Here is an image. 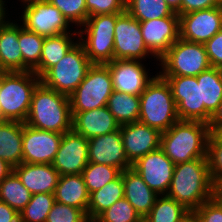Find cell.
Segmentation results:
<instances>
[{
    "instance_id": "cell-1",
    "label": "cell",
    "mask_w": 222,
    "mask_h": 222,
    "mask_svg": "<svg viewBox=\"0 0 222 222\" xmlns=\"http://www.w3.org/2000/svg\"><path fill=\"white\" fill-rule=\"evenodd\" d=\"M166 196L193 212L213 197V182L207 158H196L175 165Z\"/></svg>"
},
{
    "instance_id": "cell-2",
    "label": "cell",
    "mask_w": 222,
    "mask_h": 222,
    "mask_svg": "<svg viewBox=\"0 0 222 222\" xmlns=\"http://www.w3.org/2000/svg\"><path fill=\"white\" fill-rule=\"evenodd\" d=\"M72 119L69 96L40 82L33 92L25 124L39 130L64 134L72 129Z\"/></svg>"
},
{
    "instance_id": "cell-3",
    "label": "cell",
    "mask_w": 222,
    "mask_h": 222,
    "mask_svg": "<svg viewBox=\"0 0 222 222\" xmlns=\"http://www.w3.org/2000/svg\"><path fill=\"white\" fill-rule=\"evenodd\" d=\"M211 130L200 121H181L161 132L160 149L177 165L196 158H207Z\"/></svg>"
},
{
    "instance_id": "cell-4",
    "label": "cell",
    "mask_w": 222,
    "mask_h": 222,
    "mask_svg": "<svg viewBox=\"0 0 222 222\" xmlns=\"http://www.w3.org/2000/svg\"><path fill=\"white\" fill-rule=\"evenodd\" d=\"M40 82L33 71L0 72V120L25 123Z\"/></svg>"
},
{
    "instance_id": "cell-5",
    "label": "cell",
    "mask_w": 222,
    "mask_h": 222,
    "mask_svg": "<svg viewBox=\"0 0 222 222\" xmlns=\"http://www.w3.org/2000/svg\"><path fill=\"white\" fill-rule=\"evenodd\" d=\"M141 123L158 129L160 132L168 130L179 121L177 106L167 81L158 73L146 86L140 95Z\"/></svg>"
},
{
    "instance_id": "cell-6",
    "label": "cell",
    "mask_w": 222,
    "mask_h": 222,
    "mask_svg": "<svg viewBox=\"0 0 222 222\" xmlns=\"http://www.w3.org/2000/svg\"><path fill=\"white\" fill-rule=\"evenodd\" d=\"M115 25L116 13L103 14L88 17L79 29V42L92 64L105 65L114 60Z\"/></svg>"
},
{
    "instance_id": "cell-7",
    "label": "cell",
    "mask_w": 222,
    "mask_h": 222,
    "mask_svg": "<svg viewBox=\"0 0 222 222\" xmlns=\"http://www.w3.org/2000/svg\"><path fill=\"white\" fill-rule=\"evenodd\" d=\"M92 65L84 46L78 41L63 59L41 77V82L46 87L70 97Z\"/></svg>"
},
{
    "instance_id": "cell-8",
    "label": "cell",
    "mask_w": 222,
    "mask_h": 222,
    "mask_svg": "<svg viewBox=\"0 0 222 222\" xmlns=\"http://www.w3.org/2000/svg\"><path fill=\"white\" fill-rule=\"evenodd\" d=\"M160 76H198L211 67L204 44L179 38L159 59Z\"/></svg>"
},
{
    "instance_id": "cell-9",
    "label": "cell",
    "mask_w": 222,
    "mask_h": 222,
    "mask_svg": "<svg viewBox=\"0 0 222 222\" xmlns=\"http://www.w3.org/2000/svg\"><path fill=\"white\" fill-rule=\"evenodd\" d=\"M113 91L109 68L106 65L93 64L84 80L69 97L71 112L104 107Z\"/></svg>"
},
{
    "instance_id": "cell-10",
    "label": "cell",
    "mask_w": 222,
    "mask_h": 222,
    "mask_svg": "<svg viewBox=\"0 0 222 222\" xmlns=\"http://www.w3.org/2000/svg\"><path fill=\"white\" fill-rule=\"evenodd\" d=\"M170 86L181 121H200L209 124L212 116L200 106V85L196 76H161Z\"/></svg>"
},
{
    "instance_id": "cell-11",
    "label": "cell",
    "mask_w": 222,
    "mask_h": 222,
    "mask_svg": "<svg viewBox=\"0 0 222 222\" xmlns=\"http://www.w3.org/2000/svg\"><path fill=\"white\" fill-rule=\"evenodd\" d=\"M23 6L21 21L27 30L44 37L72 32L71 24L50 1H33Z\"/></svg>"
},
{
    "instance_id": "cell-12",
    "label": "cell",
    "mask_w": 222,
    "mask_h": 222,
    "mask_svg": "<svg viewBox=\"0 0 222 222\" xmlns=\"http://www.w3.org/2000/svg\"><path fill=\"white\" fill-rule=\"evenodd\" d=\"M156 58L144 43L140 21L126 11L116 13L114 28V59H130L142 61Z\"/></svg>"
},
{
    "instance_id": "cell-13",
    "label": "cell",
    "mask_w": 222,
    "mask_h": 222,
    "mask_svg": "<svg viewBox=\"0 0 222 222\" xmlns=\"http://www.w3.org/2000/svg\"><path fill=\"white\" fill-rule=\"evenodd\" d=\"M222 29V6L179 16V38L205 44Z\"/></svg>"
},
{
    "instance_id": "cell-14",
    "label": "cell",
    "mask_w": 222,
    "mask_h": 222,
    "mask_svg": "<svg viewBox=\"0 0 222 222\" xmlns=\"http://www.w3.org/2000/svg\"><path fill=\"white\" fill-rule=\"evenodd\" d=\"M63 134L39 130L23 123L22 162L52 164Z\"/></svg>"
},
{
    "instance_id": "cell-15",
    "label": "cell",
    "mask_w": 222,
    "mask_h": 222,
    "mask_svg": "<svg viewBox=\"0 0 222 222\" xmlns=\"http://www.w3.org/2000/svg\"><path fill=\"white\" fill-rule=\"evenodd\" d=\"M174 167L175 164L160 148L147 153L132 164V168L159 196L167 194Z\"/></svg>"
},
{
    "instance_id": "cell-16",
    "label": "cell",
    "mask_w": 222,
    "mask_h": 222,
    "mask_svg": "<svg viewBox=\"0 0 222 222\" xmlns=\"http://www.w3.org/2000/svg\"><path fill=\"white\" fill-rule=\"evenodd\" d=\"M139 60L114 59L105 64L109 68L113 90L140 96L146 86L155 78L149 76L146 67Z\"/></svg>"
},
{
    "instance_id": "cell-17",
    "label": "cell",
    "mask_w": 222,
    "mask_h": 222,
    "mask_svg": "<svg viewBox=\"0 0 222 222\" xmlns=\"http://www.w3.org/2000/svg\"><path fill=\"white\" fill-rule=\"evenodd\" d=\"M88 163V139L73 129L65 132L52 163L53 167L60 176L82 174Z\"/></svg>"
},
{
    "instance_id": "cell-18",
    "label": "cell",
    "mask_w": 222,
    "mask_h": 222,
    "mask_svg": "<svg viewBox=\"0 0 222 222\" xmlns=\"http://www.w3.org/2000/svg\"><path fill=\"white\" fill-rule=\"evenodd\" d=\"M124 151L128 161L133 164L147 153L160 148L161 132L140 121L120 127Z\"/></svg>"
},
{
    "instance_id": "cell-19",
    "label": "cell",
    "mask_w": 222,
    "mask_h": 222,
    "mask_svg": "<svg viewBox=\"0 0 222 222\" xmlns=\"http://www.w3.org/2000/svg\"><path fill=\"white\" fill-rule=\"evenodd\" d=\"M140 28L145 45L157 60L179 39V17L141 21Z\"/></svg>"
},
{
    "instance_id": "cell-20",
    "label": "cell",
    "mask_w": 222,
    "mask_h": 222,
    "mask_svg": "<svg viewBox=\"0 0 222 222\" xmlns=\"http://www.w3.org/2000/svg\"><path fill=\"white\" fill-rule=\"evenodd\" d=\"M88 158L89 162L116 167L122 172L132 167L124 151L120 128L112 133L89 139Z\"/></svg>"
},
{
    "instance_id": "cell-21",
    "label": "cell",
    "mask_w": 222,
    "mask_h": 222,
    "mask_svg": "<svg viewBox=\"0 0 222 222\" xmlns=\"http://www.w3.org/2000/svg\"><path fill=\"white\" fill-rule=\"evenodd\" d=\"M71 113L73 116L72 129L88 140L112 133L120 127L107 106L85 112Z\"/></svg>"
},
{
    "instance_id": "cell-22",
    "label": "cell",
    "mask_w": 222,
    "mask_h": 222,
    "mask_svg": "<svg viewBox=\"0 0 222 222\" xmlns=\"http://www.w3.org/2000/svg\"><path fill=\"white\" fill-rule=\"evenodd\" d=\"M30 193H54L60 174L52 164L21 163L13 168Z\"/></svg>"
},
{
    "instance_id": "cell-23",
    "label": "cell",
    "mask_w": 222,
    "mask_h": 222,
    "mask_svg": "<svg viewBox=\"0 0 222 222\" xmlns=\"http://www.w3.org/2000/svg\"><path fill=\"white\" fill-rule=\"evenodd\" d=\"M124 197L142 219L154 206L156 194L132 167L123 171Z\"/></svg>"
},
{
    "instance_id": "cell-24",
    "label": "cell",
    "mask_w": 222,
    "mask_h": 222,
    "mask_svg": "<svg viewBox=\"0 0 222 222\" xmlns=\"http://www.w3.org/2000/svg\"><path fill=\"white\" fill-rule=\"evenodd\" d=\"M0 72H22L19 25L13 20L0 26Z\"/></svg>"
},
{
    "instance_id": "cell-25",
    "label": "cell",
    "mask_w": 222,
    "mask_h": 222,
    "mask_svg": "<svg viewBox=\"0 0 222 222\" xmlns=\"http://www.w3.org/2000/svg\"><path fill=\"white\" fill-rule=\"evenodd\" d=\"M54 198L56 202L79 208L87 214L90 194L81 174L60 176Z\"/></svg>"
},
{
    "instance_id": "cell-26",
    "label": "cell",
    "mask_w": 222,
    "mask_h": 222,
    "mask_svg": "<svg viewBox=\"0 0 222 222\" xmlns=\"http://www.w3.org/2000/svg\"><path fill=\"white\" fill-rule=\"evenodd\" d=\"M23 123L0 120V158L12 168L22 163Z\"/></svg>"
},
{
    "instance_id": "cell-27",
    "label": "cell",
    "mask_w": 222,
    "mask_h": 222,
    "mask_svg": "<svg viewBox=\"0 0 222 222\" xmlns=\"http://www.w3.org/2000/svg\"><path fill=\"white\" fill-rule=\"evenodd\" d=\"M76 36H78L77 40L75 38ZM78 41V29L77 31L74 30L73 33H64L57 36L45 37L39 63V78H41L51 67L63 59V57H65V55Z\"/></svg>"
},
{
    "instance_id": "cell-28",
    "label": "cell",
    "mask_w": 222,
    "mask_h": 222,
    "mask_svg": "<svg viewBox=\"0 0 222 222\" xmlns=\"http://www.w3.org/2000/svg\"><path fill=\"white\" fill-rule=\"evenodd\" d=\"M196 79L200 85V106L213 116L222 102V69L211 66Z\"/></svg>"
},
{
    "instance_id": "cell-29",
    "label": "cell",
    "mask_w": 222,
    "mask_h": 222,
    "mask_svg": "<svg viewBox=\"0 0 222 222\" xmlns=\"http://www.w3.org/2000/svg\"><path fill=\"white\" fill-rule=\"evenodd\" d=\"M106 106L120 126L139 120L140 96L113 91Z\"/></svg>"
},
{
    "instance_id": "cell-30",
    "label": "cell",
    "mask_w": 222,
    "mask_h": 222,
    "mask_svg": "<svg viewBox=\"0 0 222 222\" xmlns=\"http://www.w3.org/2000/svg\"><path fill=\"white\" fill-rule=\"evenodd\" d=\"M124 197L123 172L121 175L90 194L87 216L98 217L103 211Z\"/></svg>"
},
{
    "instance_id": "cell-31",
    "label": "cell",
    "mask_w": 222,
    "mask_h": 222,
    "mask_svg": "<svg viewBox=\"0 0 222 222\" xmlns=\"http://www.w3.org/2000/svg\"><path fill=\"white\" fill-rule=\"evenodd\" d=\"M45 37L19 24V44L22 52V72L33 71L39 77V63Z\"/></svg>"
},
{
    "instance_id": "cell-32",
    "label": "cell",
    "mask_w": 222,
    "mask_h": 222,
    "mask_svg": "<svg viewBox=\"0 0 222 222\" xmlns=\"http://www.w3.org/2000/svg\"><path fill=\"white\" fill-rule=\"evenodd\" d=\"M125 11L141 21L164 17H179L165 0H125Z\"/></svg>"
},
{
    "instance_id": "cell-33",
    "label": "cell",
    "mask_w": 222,
    "mask_h": 222,
    "mask_svg": "<svg viewBox=\"0 0 222 222\" xmlns=\"http://www.w3.org/2000/svg\"><path fill=\"white\" fill-rule=\"evenodd\" d=\"M32 194L12 170L0 182V201L20 212L30 201Z\"/></svg>"
},
{
    "instance_id": "cell-34",
    "label": "cell",
    "mask_w": 222,
    "mask_h": 222,
    "mask_svg": "<svg viewBox=\"0 0 222 222\" xmlns=\"http://www.w3.org/2000/svg\"><path fill=\"white\" fill-rule=\"evenodd\" d=\"M190 211L176 200L166 196H158L151 211L143 218V222H180Z\"/></svg>"
},
{
    "instance_id": "cell-35",
    "label": "cell",
    "mask_w": 222,
    "mask_h": 222,
    "mask_svg": "<svg viewBox=\"0 0 222 222\" xmlns=\"http://www.w3.org/2000/svg\"><path fill=\"white\" fill-rule=\"evenodd\" d=\"M121 173L122 171L119 168L89 162L81 175L89 194H91L92 192L102 188L107 183L117 179Z\"/></svg>"
},
{
    "instance_id": "cell-36",
    "label": "cell",
    "mask_w": 222,
    "mask_h": 222,
    "mask_svg": "<svg viewBox=\"0 0 222 222\" xmlns=\"http://www.w3.org/2000/svg\"><path fill=\"white\" fill-rule=\"evenodd\" d=\"M54 203V193L33 194L29 203L19 212L20 222H46Z\"/></svg>"
},
{
    "instance_id": "cell-37",
    "label": "cell",
    "mask_w": 222,
    "mask_h": 222,
    "mask_svg": "<svg viewBox=\"0 0 222 222\" xmlns=\"http://www.w3.org/2000/svg\"><path fill=\"white\" fill-rule=\"evenodd\" d=\"M98 218L102 222H143L142 217L125 197L103 211Z\"/></svg>"
},
{
    "instance_id": "cell-38",
    "label": "cell",
    "mask_w": 222,
    "mask_h": 222,
    "mask_svg": "<svg viewBox=\"0 0 222 222\" xmlns=\"http://www.w3.org/2000/svg\"><path fill=\"white\" fill-rule=\"evenodd\" d=\"M58 8L70 24L82 26L89 15L85 0H48Z\"/></svg>"
},
{
    "instance_id": "cell-39",
    "label": "cell",
    "mask_w": 222,
    "mask_h": 222,
    "mask_svg": "<svg viewBox=\"0 0 222 222\" xmlns=\"http://www.w3.org/2000/svg\"><path fill=\"white\" fill-rule=\"evenodd\" d=\"M207 162L213 184L222 178V142L211 132L207 142Z\"/></svg>"
},
{
    "instance_id": "cell-40",
    "label": "cell",
    "mask_w": 222,
    "mask_h": 222,
    "mask_svg": "<svg viewBox=\"0 0 222 222\" xmlns=\"http://www.w3.org/2000/svg\"><path fill=\"white\" fill-rule=\"evenodd\" d=\"M86 217L83 210L55 201L46 222H83Z\"/></svg>"
},
{
    "instance_id": "cell-41",
    "label": "cell",
    "mask_w": 222,
    "mask_h": 222,
    "mask_svg": "<svg viewBox=\"0 0 222 222\" xmlns=\"http://www.w3.org/2000/svg\"><path fill=\"white\" fill-rule=\"evenodd\" d=\"M89 17L125 12V0H85Z\"/></svg>"
},
{
    "instance_id": "cell-42",
    "label": "cell",
    "mask_w": 222,
    "mask_h": 222,
    "mask_svg": "<svg viewBox=\"0 0 222 222\" xmlns=\"http://www.w3.org/2000/svg\"><path fill=\"white\" fill-rule=\"evenodd\" d=\"M199 222H222V204L214 197L193 211Z\"/></svg>"
},
{
    "instance_id": "cell-43",
    "label": "cell",
    "mask_w": 222,
    "mask_h": 222,
    "mask_svg": "<svg viewBox=\"0 0 222 222\" xmlns=\"http://www.w3.org/2000/svg\"><path fill=\"white\" fill-rule=\"evenodd\" d=\"M204 45L211 66L222 69V29Z\"/></svg>"
},
{
    "instance_id": "cell-44",
    "label": "cell",
    "mask_w": 222,
    "mask_h": 222,
    "mask_svg": "<svg viewBox=\"0 0 222 222\" xmlns=\"http://www.w3.org/2000/svg\"><path fill=\"white\" fill-rule=\"evenodd\" d=\"M222 6V0H182L181 14Z\"/></svg>"
},
{
    "instance_id": "cell-45",
    "label": "cell",
    "mask_w": 222,
    "mask_h": 222,
    "mask_svg": "<svg viewBox=\"0 0 222 222\" xmlns=\"http://www.w3.org/2000/svg\"><path fill=\"white\" fill-rule=\"evenodd\" d=\"M0 222H20L19 212L0 201Z\"/></svg>"
},
{
    "instance_id": "cell-46",
    "label": "cell",
    "mask_w": 222,
    "mask_h": 222,
    "mask_svg": "<svg viewBox=\"0 0 222 222\" xmlns=\"http://www.w3.org/2000/svg\"><path fill=\"white\" fill-rule=\"evenodd\" d=\"M208 125L211 132H213L219 125H222V102L220 103L218 110L212 116Z\"/></svg>"
},
{
    "instance_id": "cell-47",
    "label": "cell",
    "mask_w": 222,
    "mask_h": 222,
    "mask_svg": "<svg viewBox=\"0 0 222 222\" xmlns=\"http://www.w3.org/2000/svg\"><path fill=\"white\" fill-rule=\"evenodd\" d=\"M213 197L222 204V178L213 184Z\"/></svg>"
},
{
    "instance_id": "cell-48",
    "label": "cell",
    "mask_w": 222,
    "mask_h": 222,
    "mask_svg": "<svg viewBox=\"0 0 222 222\" xmlns=\"http://www.w3.org/2000/svg\"><path fill=\"white\" fill-rule=\"evenodd\" d=\"M13 170V168L0 158V182Z\"/></svg>"
},
{
    "instance_id": "cell-49",
    "label": "cell",
    "mask_w": 222,
    "mask_h": 222,
    "mask_svg": "<svg viewBox=\"0 0 222 222\" xmlns=\"http://www.w3.org/2000/svg\"><path fill=\"white\" fill-rule=\"evenodd\" d=\"M168 6L173 10L174 13L181 15V1L182 0H165Z\"/></svg>"
},
{
    "instance_id": "cell-50",
    "label": "cell",
    "mask_w": 222,
    "mask_h": 222,
    "mask_svg": "<svg viewBox=\"0 0 222 222\" xmlns=\"http://www.w3.org/2000/svg\"><path fill=\"white\" fill-rule=\"evenodd\" d=\"M6 1L0 0V26L7 23L9 20L6 19L8 13H6L5 3Z\"/></svg>"
},
{
    "instance_id": "cell-51",
    "label": "cell",
    "mask_w": 222,
    "mask_h": 222,
    "mask_svg": "<svg viewBox=\"0 0 222 222\" xmlns=\"http://www.w3.org/2000/svg\"><path fill=\"white\" fill-rule=\"evenodd\" d=\"M180 222H199L194 212H189Z\"/></svg>"
},
{
    "instance_id": "cell-52",
    "label": "cell",
    "mask_w": 222,
    "mask_h": 222,
    "mask_svg": "<svg viewBox=\"0 0 222 222\" xmlns=\"http://www.w3.org/2000/svg\"><path fill=\"white\" fill-rule=\"evenodd\" d=\"M212 133L222 142V125H219Z\"/></svg>"
},
{
    "instance_id": "cell-53",
    "label": "cell",
    "mask_w": 222,
    "mask_h": 222,
    "mask_svg": "<svg viewBox=\"0 0 222 222\" xmlns=\"http://www.w3.org/2000/svg\"><path fill=\"white\" fill-rule=\"evenodd\" d=\"M83 222H102L98 217L87 216Z\"/></svg>"
},
{
    "instance_id": "cell-54",
    "label": "cell",
    "mask_w": 222,
    "mask_h": 222,
    "mask_svg": "<svg viewBox=\"0 0 222 222\" xmlns=\"http://www.w3.org/2000/svg\"><path fill=\"white\" fill-rule=\"evenodd\" d=\"M33 1H44V0H21V2L23 4H28V3L33 2Z\"/></svg>"
}]
</instances>
